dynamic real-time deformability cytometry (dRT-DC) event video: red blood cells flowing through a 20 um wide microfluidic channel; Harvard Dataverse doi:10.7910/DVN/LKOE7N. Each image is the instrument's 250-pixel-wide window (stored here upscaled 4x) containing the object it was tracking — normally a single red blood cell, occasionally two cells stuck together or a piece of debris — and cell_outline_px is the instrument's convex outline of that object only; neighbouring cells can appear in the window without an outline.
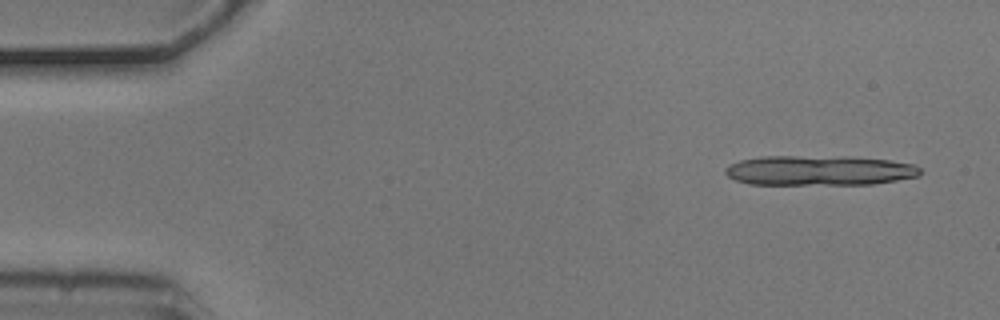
{"species": "common noctule bat (a hibernating species)", "species_latin": "Nyctalus noctula", "temperature_condition": "cold", "stored_images_in_passage": 6, "segment_of_instrument_passage": [1, 2], "camera_frame_rate_fps": 3000, "um_per_image_px": 0.085, "animal": {"sex": "male", "body_mass_g": 20.5, "forearm_length_mm": 52.5}, "frame": {"image": 1, "passage_image": 1, "time_ms": 0.0, "image_size_px": [1000, 320], "cell_outline_px": [[924, 172], [920, 176], [872, 184], [748, 184], [736, 180], [728, 176], [724, 172], [724, 168], [728, 164], [740, 160], [760, 156], [844, 156], [888, 160], [916, 164]], "centroid_in_image_um": [69.64, 14.48], "position_along_channel_um": 15.4, "area_um2": 34.33}}